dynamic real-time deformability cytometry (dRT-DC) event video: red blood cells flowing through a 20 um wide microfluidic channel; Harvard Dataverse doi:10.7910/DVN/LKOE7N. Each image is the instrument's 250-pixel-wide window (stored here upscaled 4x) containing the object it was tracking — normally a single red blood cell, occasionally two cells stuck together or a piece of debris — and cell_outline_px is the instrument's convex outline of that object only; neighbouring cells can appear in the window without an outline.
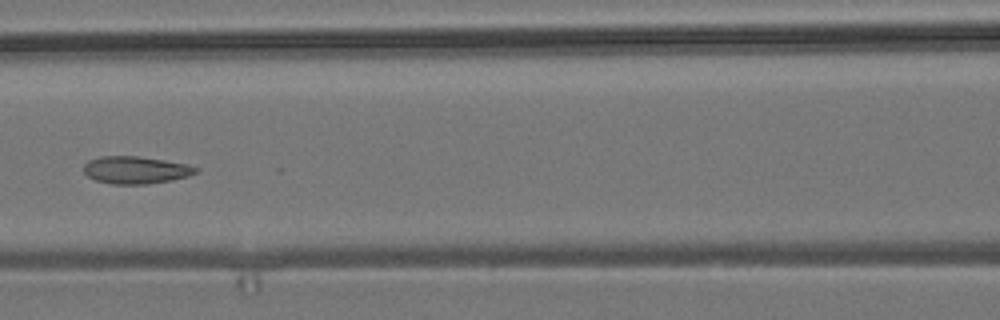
{"species": "common noctule bat (a hibernating species)", "species_latin": "Nyctalus noctula", "temperature_condition": "room temperature", "stored_images_in_passage": 9, "camera_frame_rate_fps": 3000, "um_per_image_px": 0.085, "animal": {"sex": "male", "body_mass_g": 19.2, "forearm_length_mm": 51.8}, "frame": {"image": 1, "passage_image": 6, "time_ms": 1.667, "image_size_px": [1000, 320], "cell_outline_px": [[200, 168], [196, 172], [188, 176], [172, 180], [148, 184], [112, 184], [96, 180], [88, 176], [84, 172], [84, 164], [88, 160], [100, 156], [140, 156], [164, 160], [184, 164]], "centroid_in_image_um": [11.51, 14.45], "position_along_channel_um": 155.1, "area_um2": 17.86}}
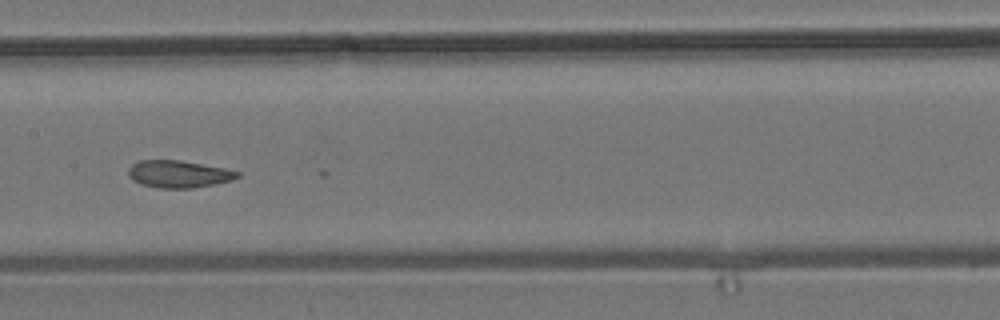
{"frame": {"image": 2, "passage_image": 7, "time_ms": 2.0, "image_size_px": [1000, 320], "cell_outline_px": [[240, 176], [232, 180], [216, 184], [192, 188], [156, 188], [140, 184], [132, 180], [128, 176], [128, 168], [132, 164], [140, 160], [180, 160], [224, 168], [240, 172]], "centroid_in_image_um": [15.16, 14.8], "position_along_channel_um": 192.2, "area_um2": 17.46}}
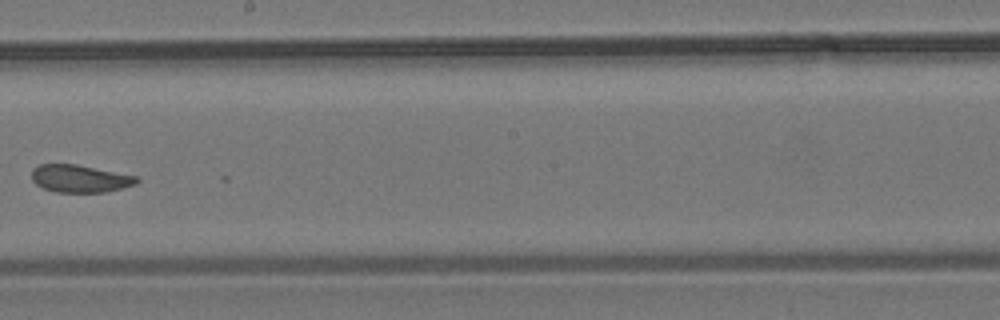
{"frame": {"image": 3, "passage_image": 8, "time_ms": 2.333, "image_size_px": [1000, 320], "cell_outline_px": [[140, 180], [136, 184], [104, 192], [56, 192], [44, 188], [36, 184], [32, 180], [32, 168], [40, 164], [76, 164], [140, 176]], "centroid_in_image_um": [6.82, 15.17], "position_along_channel_um": 241.4, "area_um2": 16.94}}